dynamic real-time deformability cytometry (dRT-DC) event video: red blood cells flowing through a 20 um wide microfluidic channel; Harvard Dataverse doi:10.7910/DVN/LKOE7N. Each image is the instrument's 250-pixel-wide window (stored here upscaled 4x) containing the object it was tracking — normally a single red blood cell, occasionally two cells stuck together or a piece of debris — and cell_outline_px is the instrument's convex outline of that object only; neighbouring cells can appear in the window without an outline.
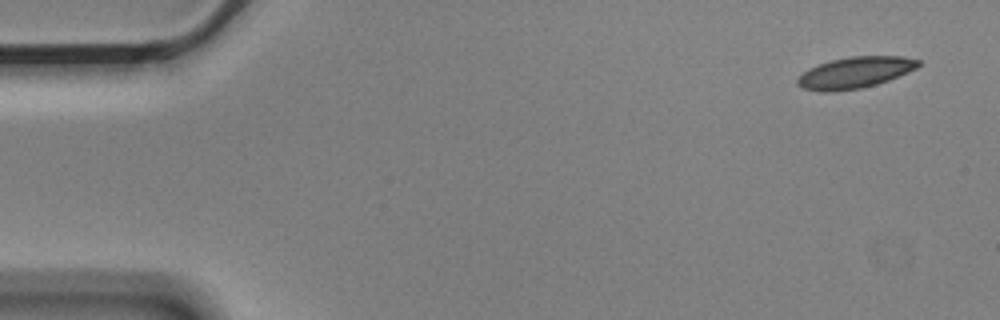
{"species": "Egyptian fruit bat (a non-hibernating species)", "species_latin": "Rousettus aegyptiacus", "temperature_condition": "cold", "stored_images_in_passage": 4, "camera_frame_rate_fps": 3000, "um_per_image_px": 0.085, "animal": {"sex": "male"}, "frame": {"image": 1, "passage_image": 1, "time_ms": 0.0, "image_size_px": [1000, 320], "cell_outline_px": [[920, 64], [916, 68], [908, 72], [888, 80], [876, 84], [860, 88], [832, 92], [820, 92], [804, 88], [796, 84], [796, 80], [808, 68], [832, 60], [848, 56], [904, 56], [920, 60]], "centroid_in_image_um": [72.67, 6.16], "position_along_channel_um": 12.3, "area_um2": 21.96}}
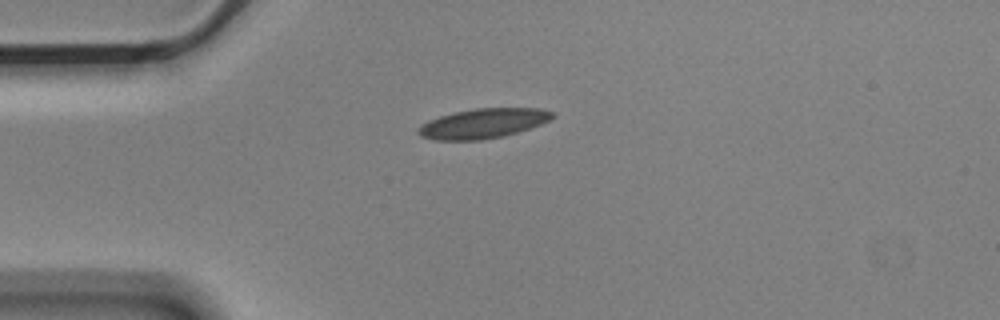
{"frame": {"image": 2, "passage_image": 4, "time_ms": 1.0, "image_size_px": [1000, 320], "cell_outline_px": [[556, 116], [540, 124], [504, 136], [480, 140], [436, 140], [420, 136], [416, 132], [428, 120], [440, 116], [456, 112], [476, 108], [540, 108], [556, 112]], "centroid_in_image_um": [41.09, 10.49], "position_along_channel_um": 43.9, "area_um2": 23.06}}